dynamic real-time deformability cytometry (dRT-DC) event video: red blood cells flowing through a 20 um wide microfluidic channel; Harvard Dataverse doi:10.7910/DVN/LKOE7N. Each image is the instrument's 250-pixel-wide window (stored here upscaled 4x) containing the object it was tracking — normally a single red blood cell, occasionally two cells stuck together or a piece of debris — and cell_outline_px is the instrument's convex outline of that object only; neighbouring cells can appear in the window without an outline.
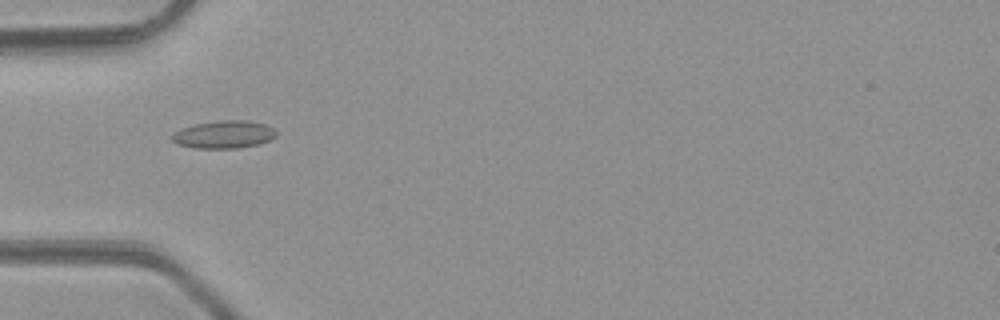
{"species": "common noctule bat (a hibernating species)", "species_latin": "Nyctalus noctula", "temperature_condition": "room temperature", "stored_images_in_passage": 35, "camera_frame_rate_fps": 3000, "um_per_image_px": 0.085, "animal": {"sex": "male", "body_mass_g": 23.1, "forearm_length_mm": 52.7}, "frame": {"image": 1, "passage_image": 2, "time_ms": 0.333, "image_size_px": [1000, 320], "cell_outline_px": [[276, 136], [260, 144], [240, 148], [192, 148], [176, 144], [172, 140], [172, 136], [180, 128], [196, 124], [220, 120], [248, 120], [264, 124], [272, 128], [276, 132]], "centroid_in_image_um": [19.02, 11.44], "position_along_channel_um": 66.0, "area_um2": 16.82}}
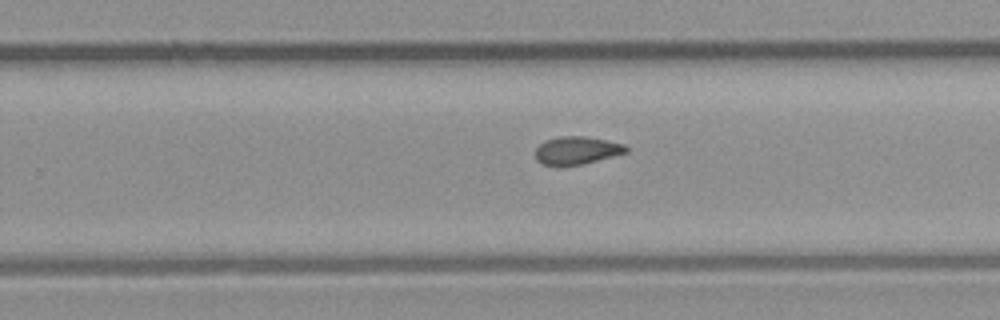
{"frame": {"image": 2, "passage_image": 17, "time_ms": 5.333, "image_size_px": [1000, 320], "cell_outline_px": [[628, 152], [584, 164], [540, 164], [536, 160], [536, 148], [544, 140], [560, 136], [584, 136], [624, 144], [628, 148]], "centroid_in_image_um": [49.03, 12.77], "position_along_channel_um": 280.8, "area_um2": 14.51}}
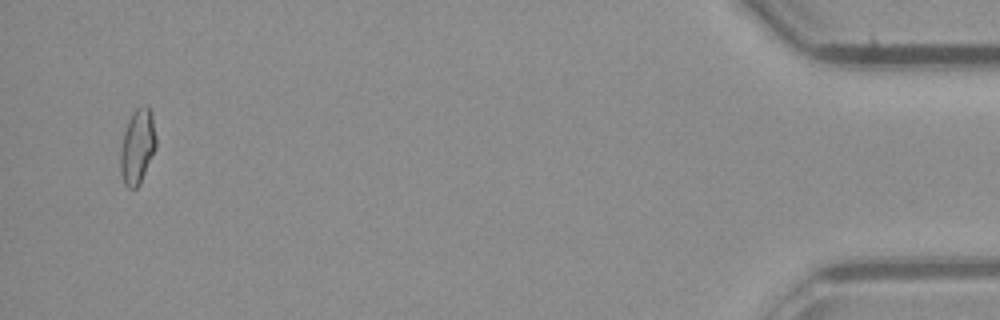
{"frame": {"image": 3, "passage_image": 33, "time_ms": 10.667, "image_size_px": [1000, 320], "cell_outline_px": [[156, 148], [140, 184], [136, 188], [128, 188], [124, 184], [120, 172], [120, 148], [124, 132], [128, 120], [132, 112], [136, 108], [148, 104], [152, 112], [156, 136]], "centroid_in_image_um": [11.68, 12.44], "position_along_channel_um": 423.5, "area_um2": 15.84}, "authors_computed_cell_mechanics": {"area_um2": 15.028, "velocity_mm_per_s": 4.294, "shape_relaxation_time_tau1_ms": null, "shape_relaxation_time_tau2_ms": 3.0799, "deformation_change_tau1": null, "deformation_change_tau2": 0.0839}}